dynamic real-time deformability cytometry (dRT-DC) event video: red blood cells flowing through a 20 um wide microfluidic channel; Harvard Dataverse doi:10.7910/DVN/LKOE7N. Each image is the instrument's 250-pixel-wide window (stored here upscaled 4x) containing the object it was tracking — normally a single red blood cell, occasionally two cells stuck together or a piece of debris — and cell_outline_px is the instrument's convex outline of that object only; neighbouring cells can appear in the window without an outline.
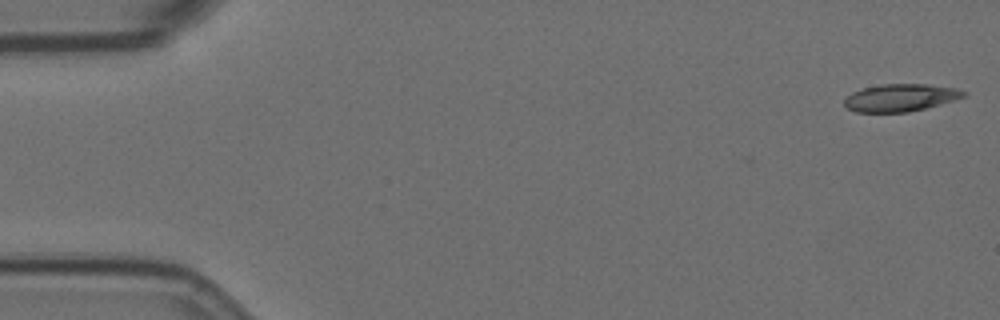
{"species": "Egyptian fruit bat (a non-hibernating species)", "species_latin": "Rousettus aegyptiacus", "temperature_condition": "room temperature", "stored_images_in_passage": 5, "camera_frame_rate_fps": 3000, "um_per_image_px": 0.085, "animal": {"sex": "female"}, "frame": {"image": 1, "passage_image": 1, "time_ms": 0.0, "image_size_px": [1000, 320], "cell_outline_px": [[968, 96], [940, 104], [908, 112], [856, 112], [848, 108], [844, 104], [844, 100], [852, 92], [864, 88], [880, 84], [928, 84], [956, 88], [968, 92]], "centroid_in_image_um": [76.58, 8.29], "position_along_channel_um": 8.4, "area_um2": 19.07}}
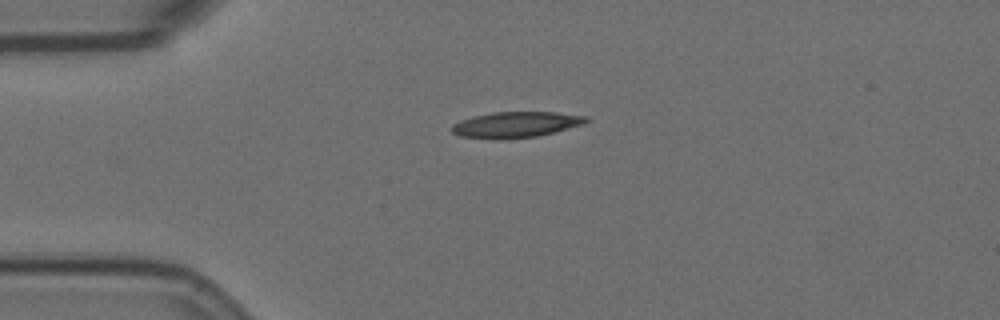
{"frame": {"image": 2, "passage_image": 4, "time_ms": 4.0, "image_size_px": [1000, 320], "cell_outline_px": [[592, 120], [584, 124], [536, 136], [460, 136], [452, 132], [452, 124], [460, 120], [492, 112], [556, 112], [588, 116]], "centroid_in_image_um": [43.96, 10.53], "position_along_channel_um": 41.0, "area_um2": 19.13}}